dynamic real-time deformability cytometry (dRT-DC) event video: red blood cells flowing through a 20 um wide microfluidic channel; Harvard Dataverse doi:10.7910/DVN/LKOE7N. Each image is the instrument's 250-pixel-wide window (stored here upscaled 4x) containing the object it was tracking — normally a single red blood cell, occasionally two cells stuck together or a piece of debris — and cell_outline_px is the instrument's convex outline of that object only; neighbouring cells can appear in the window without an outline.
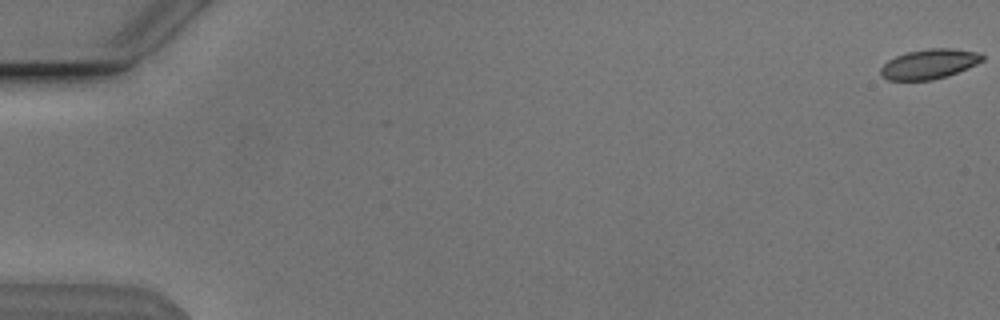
{"species": "Egyptian fruit bat (a non-hibernating species)", "species_latin": "Rousettus aegyptiacus", "temperature_condition": "cold", "stored_images_in_passage": 55, "camera_frame_rate_fps": 3000, "um_per_image_px": 0.085, "animal": {"sex": "male"}, "frame": {"image": 1, "passage_image": 1, "time_ms": 0.0, "image_size_px": [1000, 320], "cell_outline_px": [[984, 60], [976, 64], [948, 76], [932, 80], [888, 80], [880, 76], [880, 68], [888, 60], [896, 56], [908, 52], [928, 48], [952, 48], [980, 52], [984, 56]], "centroid_in_image_um": [78.99, 5.44], "position_along_channel_um": 6.0, "area_um2": 17.74}}
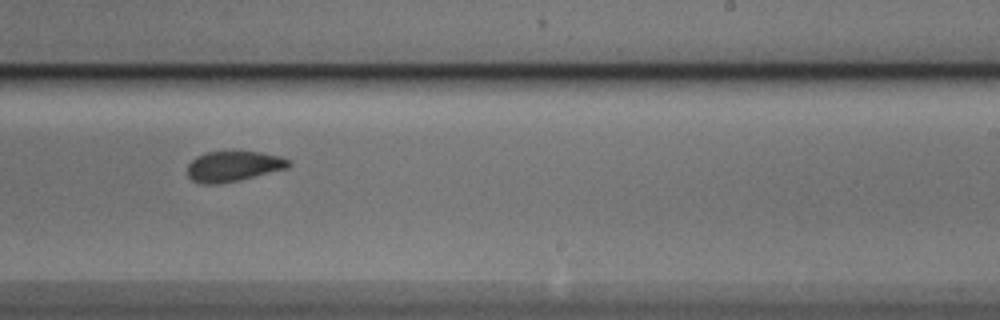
{"frame": {"image": 2, "passage_image": 35, "time_ms": 11.333, "image_size_px": [1000, 320], "cell_outline_px": [[292, 164], [288, 168], [240, 180], [220, 184], [204, 184], [192, 180], [188, 176], [188, 164], [196, 156], [208, 152], [232, 148], [260, 152], [280, 156], [292, 160]], "centroid_in_image_um": [19.87, 14.09], "position_along_channel_um": 269.1, "area_um2": 18.73}}
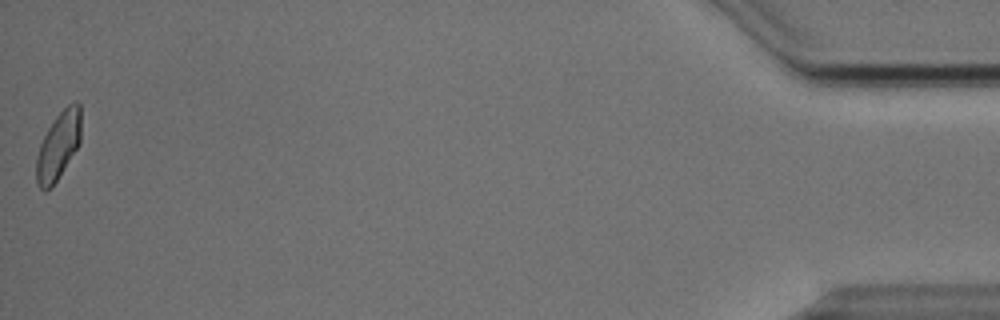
{"frame": {"image": 3, "passage_image": 55, "time_ms": 18.0, "image_size_px": [1000, 320], "cell_outline_px": [[80, 144], [56, 180], [44, 192], [36, 184], [36, 156], [40, 144], [48, 128], [56, 116], [68, 104], [76, 100], [80, 104]], "centroid_in_image_um": [4.95, 12.37], "position_along_channel_um": 430.2, "area_um2": 17.46}, "authors_computed_cell_mechanics": {"area_um2": 18.2648, "velocity_mm_per_s": 3.8246, "shape_relaxation_time_tau1_ms": 3.6201, "shape_relaxation_time_tau2_ms": 2.0551, "deformation_change_tau1": 0.1269, "deformation_change_tau2": 0.0684}}